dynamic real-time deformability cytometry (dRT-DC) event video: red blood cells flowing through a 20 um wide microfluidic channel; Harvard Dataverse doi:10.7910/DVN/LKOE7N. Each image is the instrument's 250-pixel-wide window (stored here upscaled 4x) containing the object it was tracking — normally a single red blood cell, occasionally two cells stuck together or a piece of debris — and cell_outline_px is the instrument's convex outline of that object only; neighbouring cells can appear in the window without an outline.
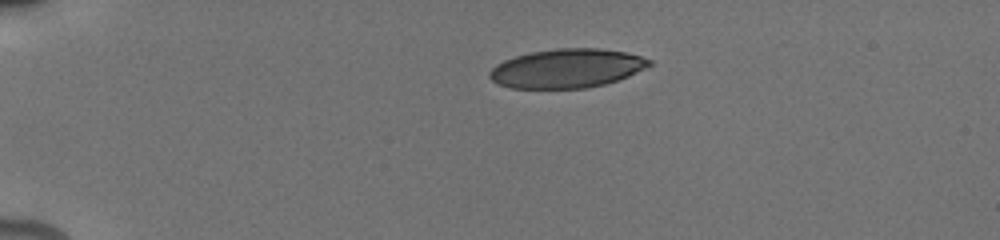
{"species": "human", "species_latin": "Homo sapiens", "temperature_condition": "cold", "stored_images_in_passage": 9, "camera_frame_rate_fps": 3000, "um_per_image_px": 0.085, "donor": {"sex": "male"}, "frame": {"image": 1, "passage_image": 1, "time_ms": 0.0, "image_size_px": [1000, 240], "cell_outline_px": [[652, 64], [628, 76], [604, 84], [584, 88], [512, 88], [496, 84], [488, 76], [488, 72], [496, 64], [504, 60], [516, 56], [532, 52], [556, 48], [600, 48], [628, 52], [652, 60]], "centroid_in_image_um": [48.16, 5.8], "position_along_channel_um": 36.8, "area_um2": 36.24}}